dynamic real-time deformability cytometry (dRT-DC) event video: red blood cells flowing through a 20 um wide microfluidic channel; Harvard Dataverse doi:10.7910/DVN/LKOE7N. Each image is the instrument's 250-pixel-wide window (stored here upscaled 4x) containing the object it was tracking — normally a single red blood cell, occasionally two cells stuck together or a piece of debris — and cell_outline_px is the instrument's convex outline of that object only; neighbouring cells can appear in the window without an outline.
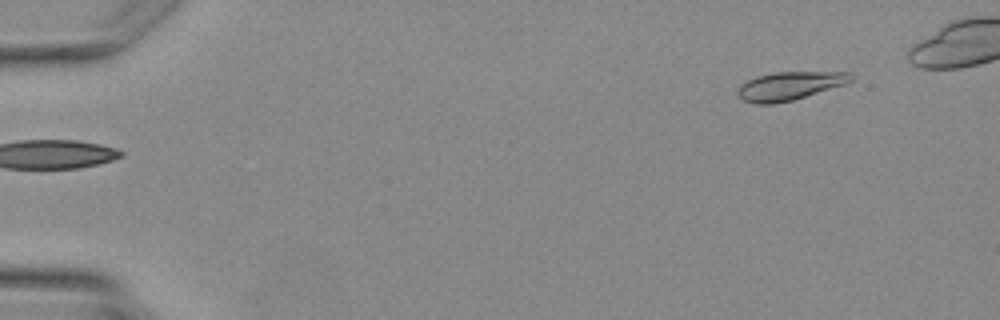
{"species": "Egyptian fruit bat (a non-hibernating species)", "species_latin": "Rousettus aegyptiacus", "temperature_condition": "warm", "stored_images_in_passage": 4, "camera_frame_rate_fps": 3000, "um_per_image_px": 0.085, "animal": {"sex": "female"}, "frame": {"image": 1, "passage_image": 4, "time_ms": 4.333, "image_size_px": [1000, 320], "cell_outline_px": [[852, 80], [844, 84], [792, 100], [772, 104], [756, 104], [744, 100], [736, 92], [740, 84], [756, 76], [776, 72], [852, 72]], "centroid_in_image_um": [67.08, 7.29], "position_along_channel_um": 17.9, "area_um2": 18.44}}